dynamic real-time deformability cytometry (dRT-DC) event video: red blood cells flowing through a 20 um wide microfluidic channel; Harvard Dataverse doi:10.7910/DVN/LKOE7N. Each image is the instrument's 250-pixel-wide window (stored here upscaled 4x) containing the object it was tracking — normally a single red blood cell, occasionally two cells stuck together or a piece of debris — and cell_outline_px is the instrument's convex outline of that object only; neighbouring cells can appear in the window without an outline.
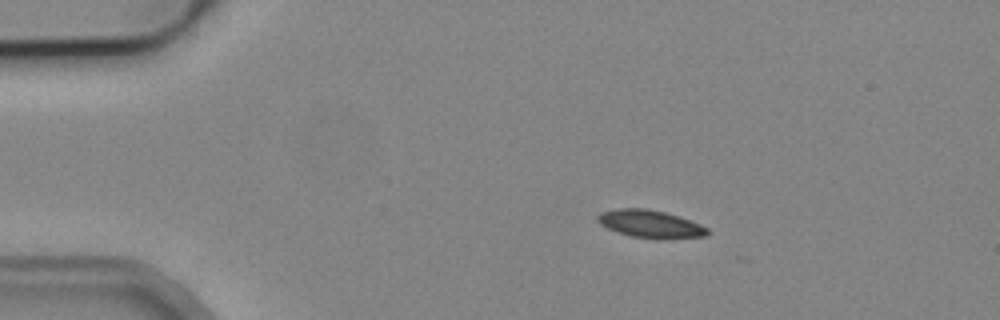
{"species": "common noctule bat (a hibernating species)", "species_latin": "Nyctalus noctula", "temperature_condition": "cold", "stored_images_in_passage": 3, "camera_frame_rate_fps": 3000, "um_per_image_px": 0.085, "animal": {"sex": "male", "body_mass_g": 19.2, "forearm_length_mm": 51.8}, "frame": {"image": 1, "passage_image": 1, "time_ms": 0.0, "image_size_px": [1000, 320], "cell_outline_px": [[708, 236], [668, 240], [660, 240], [632, 236], [608, 228], [600, 224], [596, 220], [596, 216], [600, 212], [620, 208], [648, 208], [680, 216], [700, 224], [708, 228]], "centroid_in_image_um": [55.32, 19.05], "position_along_channel_um": 29.7, "area_um2": 18.03}}
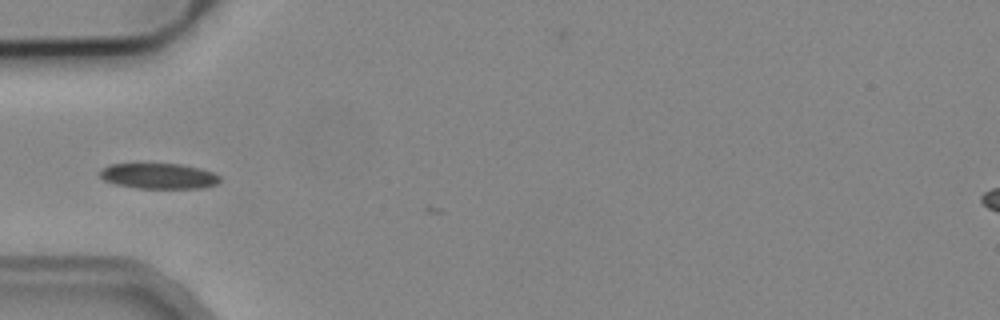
{"frame": {"image": 2, "passage_image": 3, "time_ms": 2.667, "image_size_px": [1000, 320], "cell_outline_px": [[220, 180], [216, 184], [200, 188], [136, 188], [116, 184], [104, 180], [96, 172], [100, 168], [108, 164], [180, 164], [200, 168], [212, 172], [220, 176]], "centroid_in_image_um": [13.44, 14.95], "position_along_channel_um": 71.6, "area_um2": 17.92}}